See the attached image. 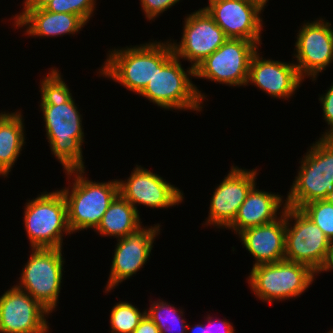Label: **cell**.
Listing matches in <instances>:
<instances>
[{
    "instance_id": "cell-24",
    "label": "cell",
    "mask_w": 333,
    "mask_h": 333,
    "mask_svg": "<svg viewBox=\"0 0 333 333\" xmlns=\"http://www.w3.org/2000/svg\"><path fill=\"white\" fill-rule=\"evenodd\" d=\"M154 302V303H153ZM151 300L150 308L145 309L146 314L159 328L160 333H190V325L183 319V310L176 309L164 300ZM171 324V325H170Z\"/></svg>"
},
{
    "instance_id": "cell-32",
    "label": "cell",
    "mask_w": 333,
    "mask_h": 333,
    "mask_svg": "<svg viewBox=\"0 0 333 333\" xmlns=\"http://www.w3.org/2000/svg\"><path fill=\"white\" fill-rule=\"evenodd\" d=\"M52 0H24L23 10L44 9Z\"/></svg>"
},
{
    "instance_id": "cell-6",
    "label": "cell",
    "mask_w": 333,
    "mask_h": 333,
    "mask_svg": "<svg viewBox=\"0 0 333 333\" xmlns=\"http://www.w3.org/2000/svg\"><path fill=\"white\" fill-rule=\"evenodd\" d=\"M24 227L31 248L63 249V236L71 235L68 225L67 203L61 190L43 192L27 201Z\"/></svg>"
},
{
    "instance_id": "cell-3",
    "label": "cell",
    "mask_w": 333,
    "mask_h": 333,
    "mask_svg": "<svg viewBox=\"0 0 333 333\" xmlns=\"http://www.w3.org/2000/svg\"><path fill=\"white\" fill-rule=\"evenodd\" d=\"M85 169L65 171L72 186L61 189L66 203L68 225L72 234L99 225L104 213L119 194L117 179L108 182H93L85 177ZM74 176V177H73ZM72 177V178H71ZM74 181V182H73Z\"/></svg>"
},
{
    "instance_id": "cell-26",
    "label": "cell",
    "mask_w": 333,
    "mask_h": 333,
    "mask_svg": "<svg viewBox=\"0 0 333 333\" xmlns=\"http://www.w3.org/2000/svg\"><path fill=\"white\" fill-rule=\"evenodd\" d=\"M300 210L310 218L333 242V205L324 200H315L304 204Z\"/></svg>"
},
{
    "instance_id": "cell-7",
    "label": "cell",
    "mask_w": 333,
    "mask_h": 333,
    "mask_svg": "<svg viewBox=\"0 0 333 333\" xmlns=\"http://www.w3.org/2000/svg\"><path fill=\"white\" fill-rule=\"evenodd\" d=\"M316 275L305 264L282 260L252 267L247 281L259 300L272 303L300 297Z\"/></svg>"
},
{
    "instance_id": "cell-29",
    "label": "cell",
    "mask_w": 333,
    "mask_h": 333,
    "mask_svg": "<svg viewBox=\"0 0 333 333\" xmlns=\"http://www.w3.org/2000/svg\"><path fill=\"white\" fill-rule=\"evenodd\" d=\"M319 101L323 109V120L329 126L327 127L329 129L321 134V138H333V82L330 88L326 90V93L320 95Z\"/></svg>"
},
{
    "instance_id": "cell-12",
    "label": "cell",
    "mask_w": 333,
    "mask_h": 333,
    "mask_svg": "<svg viewBox=\"0 0 333 333\" xmlns=\"http://www.w3.org/2000/svg\"><path fill=\"white\" fill-rule=\"evenodd\" d=\"M182 34L179 44L170 39L173 53L179 59L191 62L193 68L228 40L204 8L185 17Z\"/></svg>"
},
{
    "instance_id": "cell-27",
    "label": "cell",
    "mask_w": 333,
    "mask_h": 333,
    "mask_svg": "<svg viewBox=\"0 0 333 333\" xmlns=\"http://www.w3.org/2000/svg\"><path fill=\"white\" fill-rule=\"evenodd\" d=\"M95 3L96 0H52L45 9L55 13L79 15L87 23L96 9Z\"/></svg>"
},
{
    "instance_id": "cell-1",
    "label": "cell",
    "mask_w": 333,
    "mask_h": 333,
    "mask_svg": "<svg viewBox=\"0 0 333 333\" xmlns=\"http://www.w3.org/2000/svg\"><path fill=\"white\" fill-rule=\"evenodd\" d=\"M50 70L40 81L39 106L43 112L51 153L63 166L64 172L85 169L82 155V145L85 141L82 115L60 70L56 68Z\"/></svg>"
},
{
    "instance_id": "cell-8",
    "label": "cell",
    "mask_w": 333,
    "mask_h": 333,
    "mask_svg": "<svg viewBox=\"0 0 333 333\" xmlns=\"http://www.w3.org/2000/svg\"><path fill=\"white\" fill-rule=\"evenodd\" d=\"M31 255L19 277V289L28 293L45 309L52 313L61 291L63 265L60 248H31Z\"/></svg>"
},
{
    "instance_id": "cell-15",
    "label": "cell",
    "mask_w": 333,
    "mask_h": 333,
    "mask_svg": "<svg viewBox=\"0 0 333 333\" xmlns=\"http://www.w3.org/2000/svg\"><path fill=\"white\" fill-rule=\"evenodd\" d=\"M257 172V169L247 170L232 165L227 176L214 189L204 225L227 229L248 193L256 185Z\"/></svg>"
},
{
    "instance_id": "cell-22",
    "label": "cell",
    "mask_w": 333,
    "mask_h": 333,
    "mask_svg": "<svg viewBox=\"0 0 333 333\" xmlns=\"http://www.w3.org/2000/svg\"><path fill=\"white\" fill-rule=\"evenodd\" d=\"M142 225L137 210L119 193L94 231L100 236L120 239L137 232Z\"/></svg>"
},
{
    "instance_id": "cell-34",
    "label": "cell",
    "mask_w": 333,
    "mask_h": 333,
    "mask_svg": "<svg viewBox=\"0 0 333 333\" xmlns=\"http://www.w3.org/2000/svg\"><path fill=\"white\" fill-rule=\"evenodd\" d=\"M191 333H202V324H197L192 327Z\"/></svg>"
},
{
    "instance_id": "cell-19",
    "label": "cell",
    "mask_w": 333,
    "mask_h": 333,
    "mask_svg": "<svg viewBox=\"0 0 333 333\" xmlns=\"http://www.w3.org/2000/svg\"><path fill=\"white\" fill-rule=\"evenodd\" d=\"M286 207L275 221L251 227L237 234L254 257V266L285 260Z\"/></svg>"
},
{
    "instance_id": "cell-4",
    "label": "cell",
    "mask_w": 333,
    "mask_h": 333,
    "mask_svg": "<svg viewBox=\"0 0 333 333\" xmlns=\"http://www.w3.org/2000/svg\"><path fill=\"white\" fill-rule=\"evenodd\" d=\"M192 77L194 68L189 66L185 72L180 59L172 53L139 95L164 109L200 112L207 96L192 83Z\"/></svg>"
},
{
    "instance_id": "cell-25",
    "label": "cell",
    "mask_w": 333,
    "mask_h": 333,
    "mask_svg": "<svg viewBox=\"0 0 333 333\" xmlns=\"http://www.w3.org/2000/svg\"><path fill=\"white\" fill-rule=\"evenodd\" d=\"M145 314L128 301L116 303L110 312L111 333H133Z\"/></svg>"
},
{
    "instance_id": "cell-37",
    "label": "cell",
    "mask_w": 333,
    "mask_h": 333,
    "mask_svg": "<svg viewBox=\"0 0 333 333\" xmlns=\"http://www.w3.org/2000/svg\"><path fill=\"white\" fill-rule=\"evenodd\" d=\"M9 114V112H2L0 113V122Z\"/></svg>"
},
{
    "instance_id": "cell-31",
    "label": "cell",
    "mask_w": 333,
    "mask_h": 333,
    "mask_svg": "<svg viewBox=\"0 0 333 333\" xmlns=\"http://www.w3.org/2000/svg\"><path fill=\"white\" fill-rule=\"evenodd\" d=\"M133 333H160L159 328L155 323L149 318L147 314L140 320L137 328Z\"/></svg>"
},
{
    "instance_id": "cell-36",
    "label": "cell",
    "mask_w": 333,
    "mask_h": 333,
    "mask_svg": "<svg viewBox=\"0 0 333 333\" xmlns=\"http://www.w3.org/2000/svg\"><path fill=\"white\" fill-rule=\"evenodd\" d=\"M253 1L258 2V3L261 4L264 8H265V6H267L266 4H267V2H268V0H253Z\"/></svg>"
},
{
    "instance_id": "cell-11",
    "label": "cell",
    "mask_w": 333,
    "mask_h": 333,
    "mask_svg": "<svg viewBox=\"0 0 333 333\" xmlns=\"http://www.w3.org/2000/svg\"><path fill=\"white\" fill-rule=\"evenodd\" d=\"M321 18L301 25L295 42L294 57L299 75L315 81L333 62V28Z\"/></svg>"
},
{
    "instance_id": "cell-5",
    "label": "cell",
    "mask_w": 333,
    "mask_h": 333,
    "mask_svg": "<svg viewBox=\"0 0 333 333\" xmlns=\"http://www.w3.org/2000/svg\"><path fill=\"white\" fill-rule=\"evenodd\" d=\"M309 147L285 199L288 207L300 209L333 192V138L320 137Z\"/></svg>"
},
{
    "instance_id": "cell-28",
    "label": "cell",
    "mask_w": 333,
    "mask_h": 333,
    "mask_svg": "<svg viewBox=\"0 0 333 333\" xmlns=\"http://www.w3.org/2000/svg\"><path fill=\"white\" fill-rule=\"evenodd\" d=\"M142 10L145 14V19L147 20H155V18L159 17L160 14L164 11H167L180 0H140Z\"/></svg>"
},
{
    "instance_id": "cell-35",
    "label": "cell",
    "mask_w": 333,
    "mask_h": 333,
    "mask_svg": "<svg viewBox=\"0 0 333 333\" xmlns=\"http://www.w3.org/2000/svg\"><path fill=\"white\" fill-rule=\"evenodd\" d=\"M325 200L333 205V192L329 193Z\"/></svg>"
},
{
    "instance_id": "cell-14",
    "label": "cell",
    "mask_w": 333,
    "mask_h": 333,
    "mask_svg": "<svg viewBox=\"0 0 333 333\" xmlns=\"http://www.w3.org/2000/svg\"><path fill=\"white\" fill-rule=\"evenodd\" d=\"M128 179L118 180L119 193L137 210V205L166 209L179 205L184 194L163 177L136 165ZM137 204V205H136Z\"/></svg>"
},
{
    "instance_id": "cell-18",
    "label": "cell",
    "mask_w": 333,
    "mask_h": 333,
    "mask_svg": "<svg viewBox=\"0 0 333 333\" xmlns=\"http://www.w3.org/2000/svg\"><path fill=\"white\" fill-rule=\"evenodd\" d=\"M303 81L294 62L263 59L257 51L250 61L246 85L253 84L273 98L288 100Z\"/></svg>"
},
{
    "instance_id": "cell-13",
    "label": "cell",
    "mask_w": 333,
    "mask_h": 333,
    "mask_svg": "<svg viewBox=\"0 0 333 333\" xmlns=\"http://www.w3.org/2000/svg\"><path fill=\"white\" fill-rule=\"evenodd\" d=\"M204 7L228 38L262 44L264 7L253 0H211Z\"/></svg>"
},
{
    "instance_id": "cell-21",
    "label": "cell",
    "mask_w": 333,
    "mask_h": 333,
    "mask_svg": "<svg viewBox=\"0 0 333 333\" xmlns=\"http://www.w3.org/2000/svg\"><path fill=\"white\" fill-rule=\"evenodd\" d=\"M282 198L281 195L259 190L255 185L238 209L234 221L227 228L237 235L245 229L275 221L280 217L277 214H283L286 207V200ZM278 211L281 212L277 213Z\"/></svg>"
},
{
    "instance_id": "cell-10",
    "label": "cell",
    "mask_w": 333,
    "mask_h": 333,
    "mask_svg": "<svg viewBox=\"0 0 333 333\" xmlns=\"http://www.w3.org/2000/svg\"><path fill=\"white\" fill-rule=\"evenodd\" d=\"M258 45L245 39L228 38L216 51L194 68L195 78L226 84L246 86L250 61Z\"/></svg>"
},
{
    "instance_id": "cell-17",
    "label": "cell",
    "mask_w": 333,
    "mask_h": 333,
    "mask_svg": "<svg viewBox=\"0 0 333 333\" xmlns=\"http://www.w3.org/2000/svg\"><path fill=\"white\" fill-rule=\"evenodd\" d=\"M51 313L15 285L0 296L1 333H48Z\"/></svg>"
},
{
    "instance_id": "cell-33",
    "label": "cell",
    "mask_w": 333,
    "mask_h": 333,
    "mask_svg": "<svg viewBox=\"0 0 333 333\" xmlns=\"http://www.w3.org/2000/svg\"><path fill=\"white\" fill-rule=\"evenodd\" d=\"M333 269V242H331V246L328 252L327 260L323 266V268L320 270L318 275L323 271H331Z\"/></svg>"
},
{
    "instance_id": "cell-30",
    "label": "cell",
    "mask_w": 333,
    "mask_h": 333,
    "mask_svg": "<svg viewBox=\"0 0 333 333\" xmlns=\"http://www.w3.org/2000/svg\"><path fill=\"white\" fill-rule=\"evenodd\" d=\"M207 322L209 324H202V333H235L232 323L223 319H212L210 315H207Z\"/></svg>"
},
{
    "instance_id": "cell-9",
    "label": "cell",
    "mask_w": 333,
    "mask_h": 333,
    "mask_svg": "<svg viewBox=\"0 0 333 333\" xmlns=\"http://www.w3.org/2000/svg\"><path fill=\"white\" fill-rule=\"evenodd\" d=\"M330 246V240L310 218L300 209L286 206L285 260L305 264L318 274Z\"/></svg>"
},
{
    "instance_id": "cell-20",
    "label": "cell",
    "mask_w": 333,
    "mask_h": 333,
    "mask_svg": "<svg viewBox=\"0 0 333 333\" xmlns=\"http://www.w3.org/2000/svg\"><path fill=\"white\" fill-rule=\"evenodd\" d=\"M13 17L14 26L25 27V34L33 38L74 35L87 24L79 15L50 12L45 8L22 10Z\"/></svg>"
},
{
    "instance_id": "cell-16",
    "label": "cell",
    "mask_w": 333,
    "mask_h": 333,
    "mask_svg": "<svg viewBox=\"0 0 333 333\" xmlns=\"http://www.w3.org/2000/svg\"><path fill=\"white\" fill-rule=\"evenodd\" d=\"M160 225L143 226L137 232L117 239L105 293L131 278L147 263Z\"/></svg>"
},
{
    "instance_id": "cell-23",
    "label": "cell",
    "mask_w": 333,
    "mask_h": 333,
    "mask_svg": "<svg viewBox=\"0 0 333 333\" xmlns=\"http://www.w3.org/2000/svg\"><path fill=\"white\" fill-rule=\"evenodd\" d=\"M22 113H9L0 122V175L8 177L25 144Z\"/></svg>"
},
{
    "instance_id": "cell-2",
    "label": "cell",
    "mask_w": 333,
    "mask_h": 333,
    "mask_svg": "<svg viewBox=\"0 0 333 333\" xmlns=\"http://www.w3.org/2000/svg\"><path fill=\"white\" fill-rule=\"evenodd\" d=\"M148 42L139 46L114 48L99 69V75L112 79L127 90L140 94L156 69L173 53L171 42Z\"/></svg>"
}]
</instances>
